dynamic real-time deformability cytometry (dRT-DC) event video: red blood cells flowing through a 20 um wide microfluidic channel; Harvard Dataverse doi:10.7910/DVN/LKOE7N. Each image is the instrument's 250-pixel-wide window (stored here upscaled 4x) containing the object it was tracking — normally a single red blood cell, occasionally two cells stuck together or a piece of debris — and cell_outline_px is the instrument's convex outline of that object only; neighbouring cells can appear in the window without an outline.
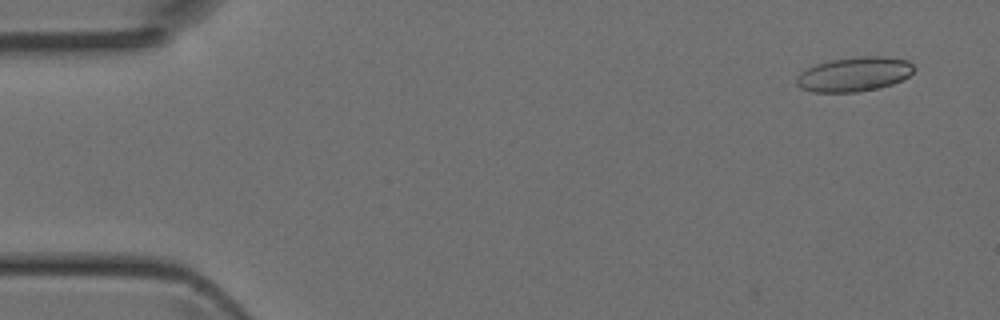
{"species": "Egyptian fruit bat (a non-hibernating species)", "species_latin": "Rousettus aegyptiacus", "temperature_condition": "room temperature", "stored_images_in_passage": 4, "camera_frame_rate_fps": 3000, "um_per_image_px": 0.085, "animal": {"sex": "female"}, "frame": {"image": 1, "passage_image": 1, "time_ms": 0.0, "image_size_px": [1000, 320], "cell_outline_px": [[916, 68], [908, 76], [892, 84], [876, 88], [856, 92], [812, 92], [800, 88], [796, 84], [796, 76], [800, 72], [816, 64], [832, 60], [860, 56], [884, 56], [908, 60]], "centroid_in_image_um": [72.59, 6.3], "position_along_channel_um": 12.4, "area_um2": 23.52}}
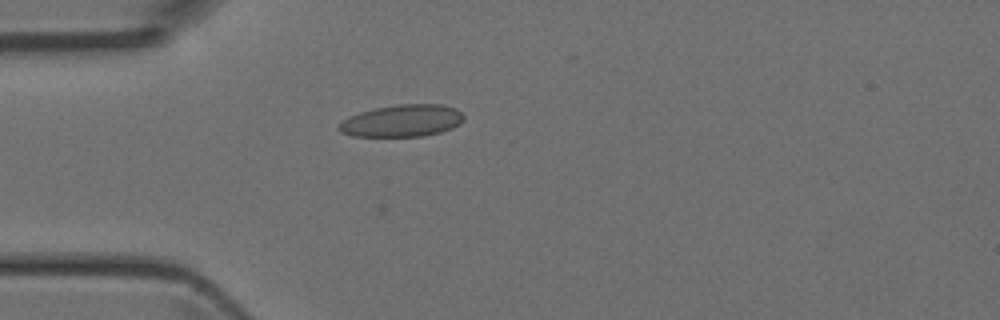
{"frame": {"image": 2, "passage_image": 4, "time_ms": 1.0, "image_size_px": [1000, 320], "cell_outline_px": [[464, 120], [460, 124], [452, 128], [440, 132], [424, 136], [352, 136], [340, 132], [336, 128], [344, 120], [360, 112], [376, 108], [400, 104], [440, 104], [456, 108], [464, 116]], "centroid_in_image_um": [34.21, 10.27], "position_along_channel_um": 50.8, "area_um2": 23.24}}